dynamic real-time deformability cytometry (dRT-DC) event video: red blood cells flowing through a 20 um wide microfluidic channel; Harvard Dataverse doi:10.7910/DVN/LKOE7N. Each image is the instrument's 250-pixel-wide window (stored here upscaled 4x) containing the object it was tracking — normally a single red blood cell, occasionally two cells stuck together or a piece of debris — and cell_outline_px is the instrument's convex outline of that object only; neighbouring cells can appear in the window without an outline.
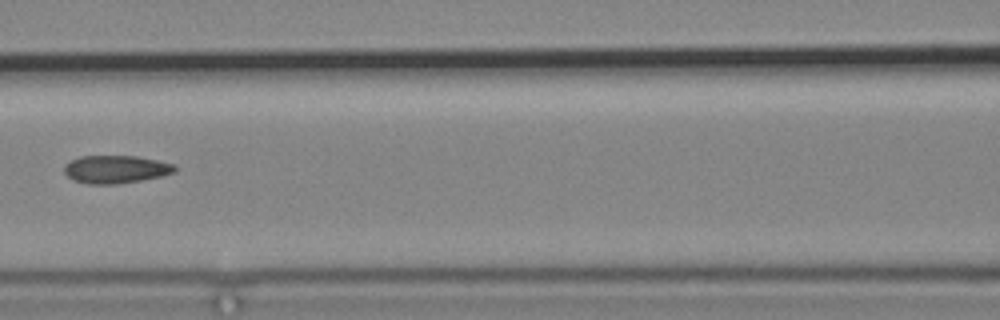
{"species": "common noctule bat (a hibernating species)", "species_latin": "Nyctalus noctula", "temperature_condition": "cold", "stored_images_in_passage": 4, "camera_frame_rate_fps": 3000, "um_per_image_px": 0.085, "animal": {"sex": "male", "body_mass_g": 19.2, "forearm_length_mm": 51.8}, "frame": {"image": 1, "passage_image": 4, "time_ms": 3.667, "image_size_px": [1000, 320], "cell_outline_px": [[176, 172], [160, 176], [140, 180], [116, 184], [88, 184], [72, 180], [64, 172], [64, 164], [80, 156], [136, 156], [176, 164]], "centroid_in_image_um": [9.83, 14.39], "position_along_channel_um": 156.8, "area_um2": 17.98}}